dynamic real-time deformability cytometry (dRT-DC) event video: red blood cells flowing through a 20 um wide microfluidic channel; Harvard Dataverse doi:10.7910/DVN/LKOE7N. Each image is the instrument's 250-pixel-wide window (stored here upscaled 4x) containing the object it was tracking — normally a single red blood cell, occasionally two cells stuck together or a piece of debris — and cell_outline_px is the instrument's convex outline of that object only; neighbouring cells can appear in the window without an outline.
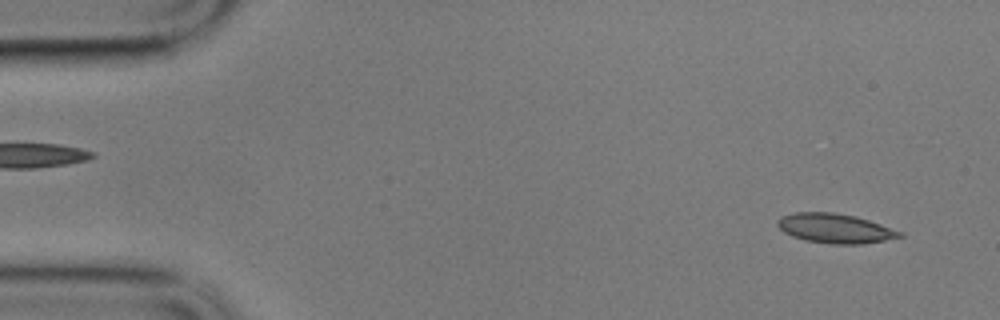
{"species": "common noctule bat (a hibernating species)", "species_latin": "Nyctalus noctula", "temperature_condition": "cold", "stored_images_in_passage": 57, "camera_frame_rate_fps": 3000, "um_per_image_px": 0.085, "animal": {"sex": "male", "body_mass_g": 17.9}, "frame": {"image": 1, "passage_image": 3, "time_ms": 0.667, "image_size_px": [1000, 320], "cell_outline_px": [[904, 236], [884, 240], [860, 244], [832, 244], [804, 240], [792, 236], [784, 232], [776, 224], [776, 220], [780, 216], [796, 212], [832, 212], [856, 216], [904, 232]], "centroid_in_image_um": [70.96, 19.4], "position_along_channel_um": 14.0, "area_um2": 21.04}}
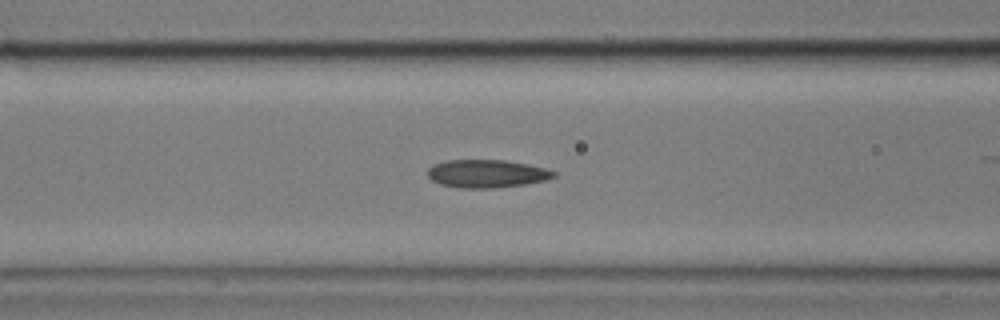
{"frame": {"image": 2, "passage_image": 22, "time_ms": 7.0, "image_size_px": [1000, 320], "cell_outline_px": [[556, 176], [544, 180], [524, 184], [496, 188], [460, 188], [440, 184], [432, 180], [428, 176], [428, 168], [432, 164], [448, 160], [504, 160], [528, 164], [548, 168], [556, 172]], "centroid_in_image_um": [41.37, 14.75], "position_along_channel_um": 125.2, "area_um2": 20.63}}
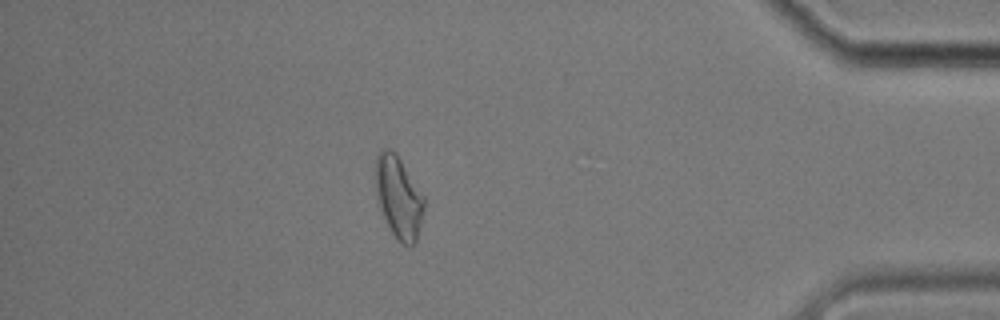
{"frame": {"image": 3, "passage_image": 50, "time_ms": 16.333, "image_size_px": [1000, 320], "cell_outline_px": [[424, 208], [416, 244], [404, 244], [392, 232], [376, 200], [376, 156], [380, 148], [388, 148], [396, 152], [424, 196]], "centroid_in_image_um": [33.88, 16.71], "position_along_channel_um": 401.3, "area_um2": 23.0}, "authors_computed_cell_mechanics": {"area_um2": 20.9236, "velocity_mm_per_s": 3.3939, "shape_relaxation_time_tau1_ms": null, "shape_relaxation_time_tau2_ms": 3.4568, "deformation_change_tau1": null, "deformation_change_tau2": 0.1019}}